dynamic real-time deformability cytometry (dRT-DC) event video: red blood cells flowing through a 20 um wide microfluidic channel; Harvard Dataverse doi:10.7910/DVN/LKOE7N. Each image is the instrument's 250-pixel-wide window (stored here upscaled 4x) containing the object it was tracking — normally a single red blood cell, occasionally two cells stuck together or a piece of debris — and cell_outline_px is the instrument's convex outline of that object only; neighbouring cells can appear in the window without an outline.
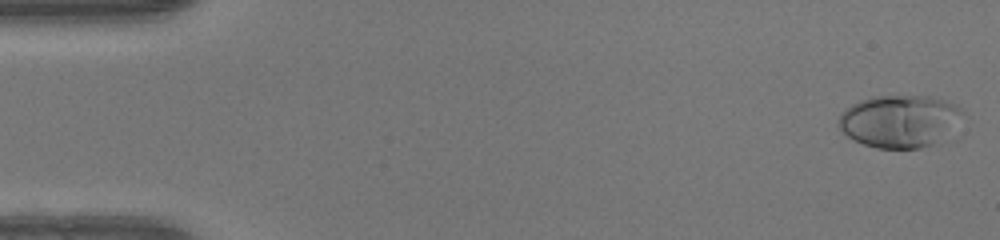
{"species": "human", "species_latin": "Homo sapiens", "temperature_condition": "warm", "stored_images_in_passage": 49, "camera_frame_rate_fps": 3000, "um_per_image_px": 0.085, "donor": {"sex": "female"}, "frame": {"image": 1, "passage_image": 1, "time_ms": 0.0, "image_size_px": [1000, 240], "cell_outline_px": [[960, 112], [932, 144], [920, 148], [876, 148], [864, 144], [848, 136], [840, 128], [840, 112], [852, 104], [860, 100], [872, 96], [928, 96], [944, 100], [956, 104], [960, 108]], "centroid_in_image_um": [76.31, 10.27], "position_along_channel_um": 8.7, "area_um2": 36.24}}
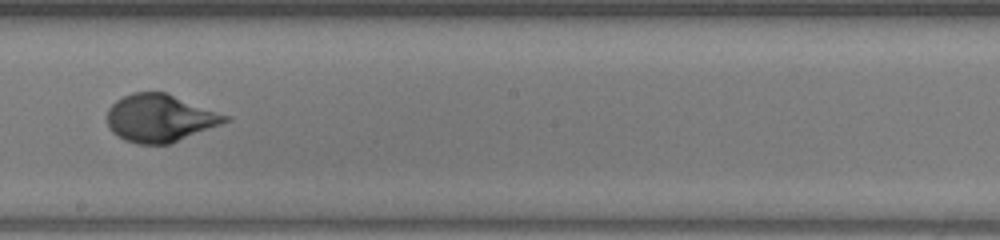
{"frame": {"image": 2, "passage_image": 28, "time_ms": 9.0, "image_size_px": [1000, 240], "cell_outline_px": [[232, 120], [168, 144], [136, 144], [124, 140], [112, 132], [108, 128], [108, 108], [116, 100], [132, 92], [164, 92], [232, 116]], "centroid_in_image_um": [13.6, 10.04], "position_along_channel_um": 234.6, "area_um2": 32.71}}
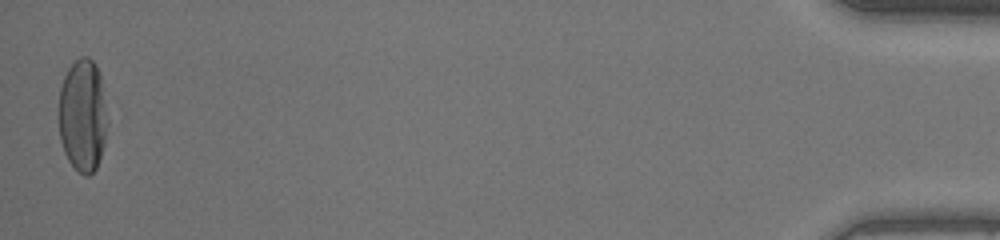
{"frame": {"image": 3, "passage_image": 49, "time_ms": 16.0, "image_size_px": [1000, 240], "cell_outline_px": [[108, 124], [104, 144], [96, 168], [88, 176], [84, 176], [68, 160], [64, 152], [60, 140], [60, 88], [64, 76], [68, 68], [80, 56], [88, 56], [96, 64], [100, 76]], "centroid_in_image_um": [7.04, 9.8], "position_along_channel_um": 428.2, "area_um2": 31.73}, "authors_computed_cell_mechanics": {"area_um2": 32.657, "velocity_mm_per_s": 4.1687, "shape_relaxation_time_tau1_ms": 4.6869, "shape_relaxation_time_tau2_ms": null, "deformation_change_tau1": 0.2328, "deformation_change_tau2": null}}